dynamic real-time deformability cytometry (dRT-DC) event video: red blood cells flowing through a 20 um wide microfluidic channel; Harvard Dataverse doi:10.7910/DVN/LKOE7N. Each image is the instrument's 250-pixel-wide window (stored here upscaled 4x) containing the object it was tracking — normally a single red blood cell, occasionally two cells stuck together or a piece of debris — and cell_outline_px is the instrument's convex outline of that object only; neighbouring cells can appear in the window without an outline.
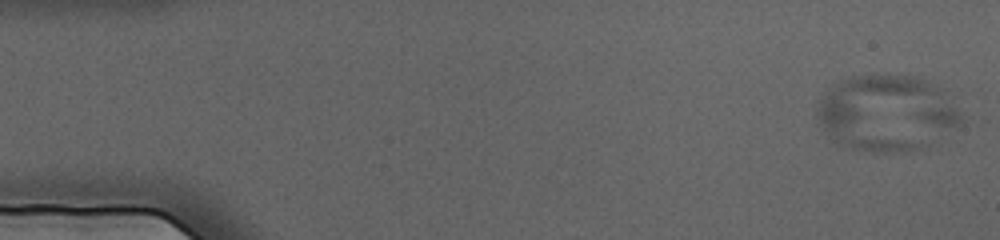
{"species": "human", "species_latin": "Homo sapiens", "temperature_condition": "cold", "stored_images_in_passage": 70, "camera_frame_rate_fps": 3000, "um_per_image_px": 0.085, "donor": {"sex": "female"}, "frame": {"image": 1, "passage_image": 1, "time_ms": 0.0, "image_size_px": [1000, 240], "cell_outline_px": [[972, 116], [968, 120], [956, 128], [928, 144], [916, 148], [884, 152], [876, 152], [852, 148], [836, 140], [816, 120], [816, 100], [836, 84], [852, 76], [912, 76], [924, 80], [940, 88]], "centroid_in_image_um": [75.47, 9.59], "position_along_channel_um": 9.5, "area_um2": 63.7}}
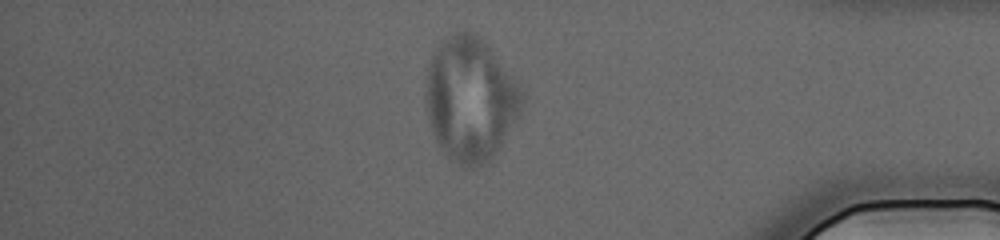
{"frame": {"image": 2, "passage_image": 60, "time_ms": 19.667, "image_size_px": [1000, 240], "cell_outline_px": [[524, 100], [500, 148], [492, 160], [476, 168], [464, 168], [452, 160], [440, 148], [432, 132], [428, 120], [424, 96], [428, 68], [432, 52], [440, 40], [448, 32], [472, 32], [488, 48], [520, 92]], "centroid_in_image_um": [39.87, 8.48], "position_along_channel_um": 395.3, "area_um2": 68.38}}